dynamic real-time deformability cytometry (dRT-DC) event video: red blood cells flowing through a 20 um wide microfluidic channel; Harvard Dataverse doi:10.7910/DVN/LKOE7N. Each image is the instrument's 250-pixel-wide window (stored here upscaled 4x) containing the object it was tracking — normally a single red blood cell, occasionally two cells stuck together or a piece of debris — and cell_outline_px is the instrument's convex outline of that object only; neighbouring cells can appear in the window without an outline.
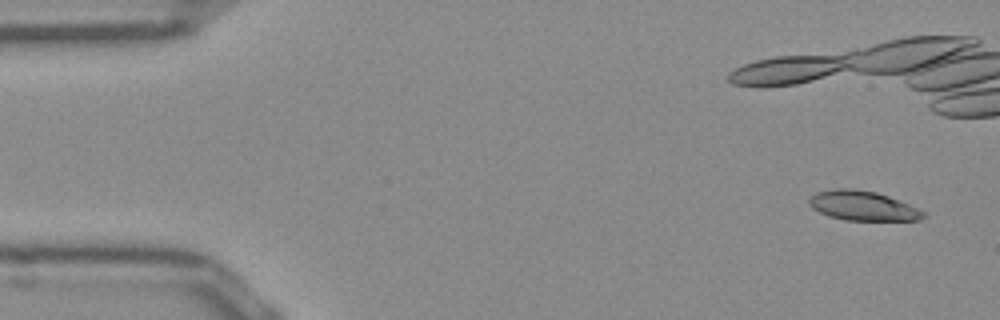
{"species": "Egyptian fruit bat (a non-hibernating species)", "species_latin": "Rousettus aegyptiacus", "temperature_condition": "room temperature", "stored_images_in_passage": 13, "camera_frame_rate_fps": 3000, "um_per_image_px": 0.085, "frame": {"image": 1, "passage_image": 1, "time_ms": 0.0, "image_size_px": [1000, 320], "cell_outline_px": [[924, 216], [920, 220], [844, 220], [828, 216], [812, 208], [808, 204], [808, 200], [816, 192], [832, 188], [852, 188], [876, 192], [888, 196], [908, 204], [924, 212]], "centroid_in_image_um": [73.27, 17.48], "position_along_channel_um": 11.7, "area_um2": 19.59}}